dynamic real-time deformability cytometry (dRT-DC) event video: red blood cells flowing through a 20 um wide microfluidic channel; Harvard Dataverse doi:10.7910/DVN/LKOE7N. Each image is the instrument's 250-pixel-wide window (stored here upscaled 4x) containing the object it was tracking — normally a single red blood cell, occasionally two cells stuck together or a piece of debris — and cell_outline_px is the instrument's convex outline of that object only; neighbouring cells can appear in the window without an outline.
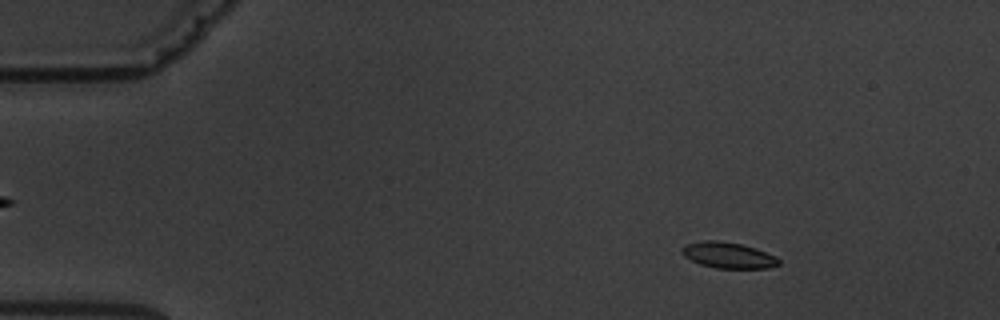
{"species": "common noctule bat (a hibernating species)", "species_latin": "Nyctalus noctula", "temperature_condition": "warm", "stored_images_in_passage": 6, "camera_frame_rate_fps": 3000, "um_per_image_px": 0.085, "animal": {"sex": "male", "body_mass_g": 19.5, "forearm_length_mm": 54.6}, "frame": {"image": 1, "passage_image": 2, "time_ms": 1.333, "image_size_px": [1000, 320], "cell_outline_px": [[780, 264], [768, 268], [716, 268], [700, 264], [684, 256], [680, 252], [680, 248], [684, 244], [704, 240], [716, 240], [740, 244], [756, 248], [776, 256], [780, 260]], "centroid_in_image_um": [61.88, 21.69], "position_along_channel_um": 23.1, "area_um2": 14.74}}
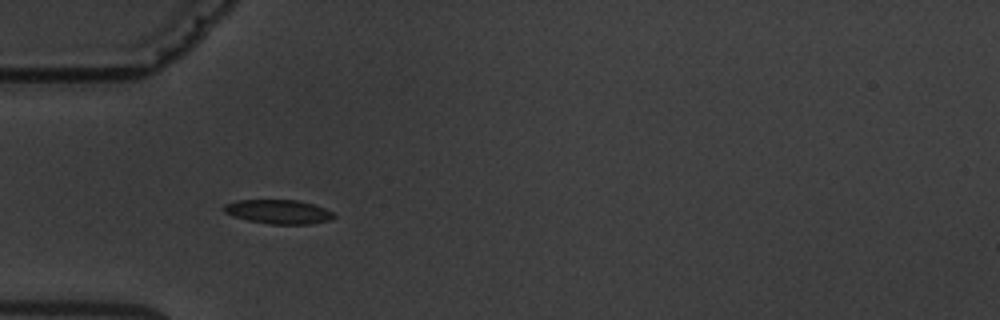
{"frame": {"image": 2, "passage_image": 4, "time_ms": 4.667, "image_size_px": [1000, 320], "cell_outline_px": [[336, 216], [332, 220], [308, 224], [272, 224], [248, 220], [224, 212], [220, 208], [224, 204], [236, 200], [296, 200], [312, 204], [324, 208], [332, 212]], "centroid_in_image_um": [23.66, 17.99], "position_along_channel_um": 61.3, "area_um2": 15.37}}